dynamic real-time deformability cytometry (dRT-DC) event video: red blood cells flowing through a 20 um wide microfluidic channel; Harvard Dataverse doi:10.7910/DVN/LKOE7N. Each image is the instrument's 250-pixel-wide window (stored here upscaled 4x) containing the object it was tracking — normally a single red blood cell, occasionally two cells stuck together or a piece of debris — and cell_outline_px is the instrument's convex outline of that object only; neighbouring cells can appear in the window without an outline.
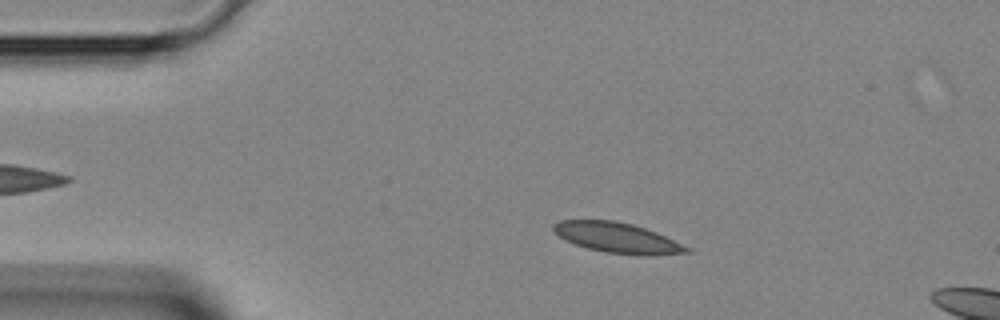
{"species": "Egyptian fruit bat (a non-hibernating species)", "species_latin": "Rousettus aegyptiacus", "temperature_condition": "room temperature", "stored_images_in_passage": 11, "camera_frame_rate_fps": 3000, "um_per_image_px": 0.085, "animal": {"sex": "female"}, "frame": {"image": 1, "passage_image": 7, "time_ms": 2.0, "image_size_px": [1000, 320], "cell_outline_px": [[692, 252], [636, 256], [604, 252], [588, 248], [564, 240], [552, 232], [552, 224], [560, 220], [616, 220], [632, 224], [656, 232], [692, 248]], "centroid_in_image_um": [52.44, 20.21], "position_along_channel_um": 32.6, "area_um2": 23.7}}